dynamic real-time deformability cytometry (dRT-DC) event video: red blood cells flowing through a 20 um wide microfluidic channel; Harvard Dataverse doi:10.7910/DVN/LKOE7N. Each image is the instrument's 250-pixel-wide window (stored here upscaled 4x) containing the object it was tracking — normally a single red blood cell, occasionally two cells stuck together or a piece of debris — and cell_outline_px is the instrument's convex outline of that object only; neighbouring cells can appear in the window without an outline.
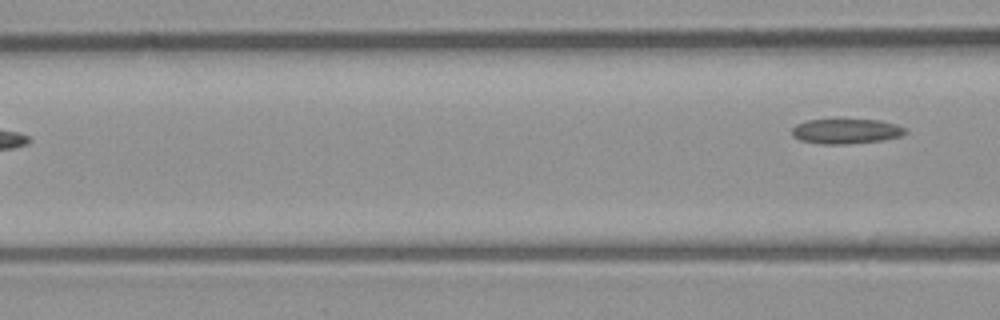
{"species": "common noctule bat (a hibernating species)", "species_latin": "Nyctalus noctula", "temperature_condition": "room temperature", "stored_images_in_passage": 6, "camera_frame_rate_fps": 3000, "um_per_image_px": 0.085, "animal": {"sex": "male", "body_mass_g": 23.1, "forearm_length_mm": 52.7}, "frame": {"image": 1, "passage_image": 6, "time_ms": 6.0, "image_size_px": [1000, 320], "cell_outline_px": [[908, 132], [900, 136], [880, 140], [848, 144], [824, 144], [800, 140], [792, 136], [792, 128], [796, 124], [808, 120], [880, 120], [896, 124], [904, 128]], "centroid_in_image_um": [71.9, 11.15], "position_along_channel_um": 94.7, "area_um2": 16.3}}